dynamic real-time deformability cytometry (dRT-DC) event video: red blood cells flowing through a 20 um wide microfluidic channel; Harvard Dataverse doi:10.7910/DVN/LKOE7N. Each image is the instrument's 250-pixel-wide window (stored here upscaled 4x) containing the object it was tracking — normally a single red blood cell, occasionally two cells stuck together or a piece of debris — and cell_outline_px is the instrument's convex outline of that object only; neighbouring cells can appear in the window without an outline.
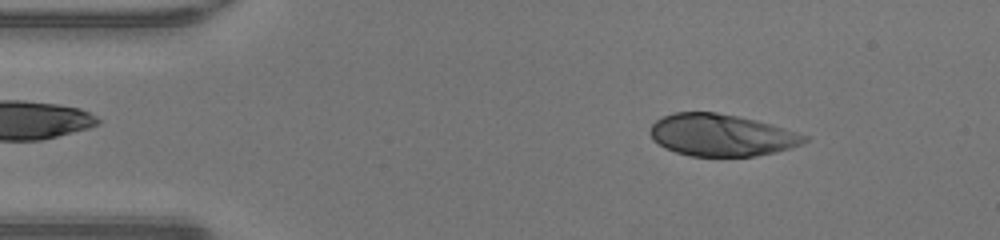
{"species": "human", "species_latin": "Homo sapiens", "temperature_condition": "warm", "stored_images_in_passage": 45, "camera_frame_rate_fps": 3000, "um_per_image_px": 0.085, "donor": {"sex": "male"}, "frame": {"image": 1, "passage_image": 5, "time_ms": 1.333, "image_size_px": [1000, 240], "cell_outline_px": [[808, 140], [792, 148], [776, 152], [756, 156], [688, 156], [664, 148], [652, 140], [648, 132], [652, 124], [656, 120], [664, 116], [676, 112], [716, 112], [756, 120], [772, 124], [808, 136]], "centroid_in_image_um": [61.29, 11.49], "position_along_channel_um": 23.7, "area_um2": 37.92}}
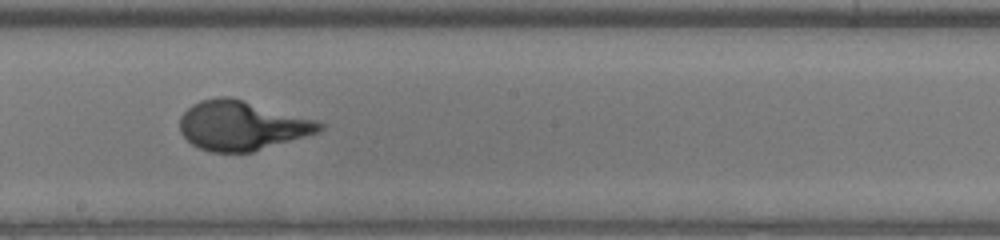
{"frame": {"image": 2, "passage_image": 24, "time_ms": 7.667, "image_size_px": [1000, 240], "cell_outline_px": [[324, 128], [320, 132], [252, 152], [212, 152], [200, 148], [192, 144], [180, 132], [180, 116], [192, 104], [200, 100], [220, 96], [228, 96], [244, 100], [316, 120], [324, 124]], "centroid_in_image_um": [20.55, 10.67], "position_along_channel_um": 227.6, "area_um2": 40.11}}
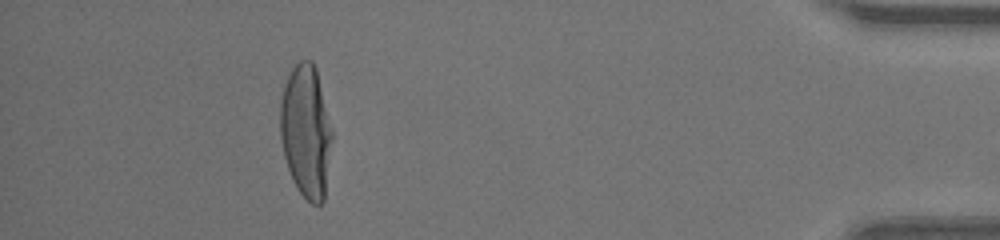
{"frame": {"image": 3, "passage_image": 41, "time_ms": 13.333, "image_size_px": [1000, 240], "cell_outline_px": [[332, 140], [324, 200], [320, 204], [312, 204], [296, 188], [292, 180], [284, 156], [280, 136], [280, 100], [284, 84], [292, 68], [300, 60], [312, 60], [316, 68], [332, 132]], "centroid_in_image_um": [25.99, 11.16], "position_along_channel_um": 409.2, "area_um2": 40.0}, "authors_computed_cell_mechanics": {"area_um2": 39.304, "velocity_mm_per_s": 4.3293, "shape_relaxation_time_tau1_ms": 4.4885, "shape_relaxation_time_tau2_ms": null, "deformation_change_tau1": 0.2778, "deformation_change_tau2": null}}